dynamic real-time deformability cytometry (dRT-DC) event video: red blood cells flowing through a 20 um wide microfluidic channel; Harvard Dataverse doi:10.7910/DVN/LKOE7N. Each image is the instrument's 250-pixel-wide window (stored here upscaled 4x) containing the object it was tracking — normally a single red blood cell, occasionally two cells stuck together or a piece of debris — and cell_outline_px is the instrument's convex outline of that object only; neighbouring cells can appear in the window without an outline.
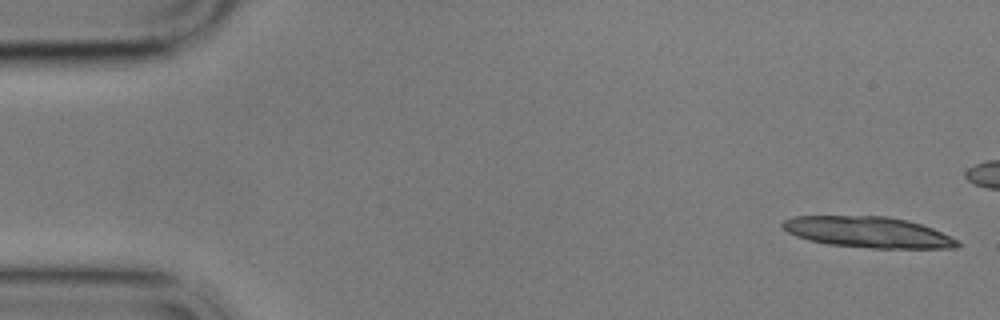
{"species": "common noctule bat (a hibernating species)", "species_latin": "Nyctalus noctula", "temperature_condition": "cold", "stored_images_in_passage": 7, "camera_frame_rate_fps": 3000, "um_per_image_px": 0.085, "animal": {"sex": "male", "body_mass_g": 17.9}, "frame": {"image": 1, "passage_image": 1, "time_ms": 0.0, "image_size_px": [1000, 320], "cell_outline_px": [[960, 244], [956, 248], [872, 248], [828, 244], [808, 240], [796, 236], [788, 232], [780, 224], [784, 220], [792, 216], [888, 216], [908, 220], [932, 228], [960, 240]], "centroid_in_image_um": [73.79, 19.73], "position_along_channel_um": 11.2, "area_um2": 31.62}}
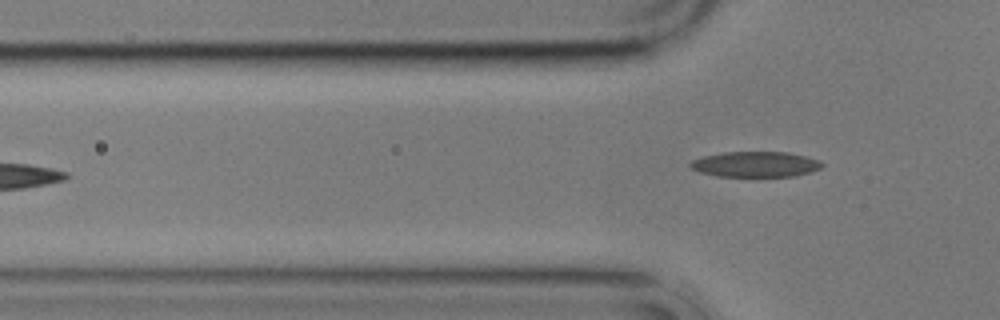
{"frame": {"image": 2, "passage_image": 7, "time_ms": 7.0, "image_size_px": [1000, 320], "cell_outline_px": [[824, 164], [820, 168], [808, 172], [792, 176], [716, 176], [700, 172], [692, 168], [688, 164], [692, 160], [704, 156], [724, 152], [788, 152], [820, 160]], "centroid_in_image_um": [64.2, 13.96], "position_along_channel_um": 61.6, "area_um2": 19.36}}